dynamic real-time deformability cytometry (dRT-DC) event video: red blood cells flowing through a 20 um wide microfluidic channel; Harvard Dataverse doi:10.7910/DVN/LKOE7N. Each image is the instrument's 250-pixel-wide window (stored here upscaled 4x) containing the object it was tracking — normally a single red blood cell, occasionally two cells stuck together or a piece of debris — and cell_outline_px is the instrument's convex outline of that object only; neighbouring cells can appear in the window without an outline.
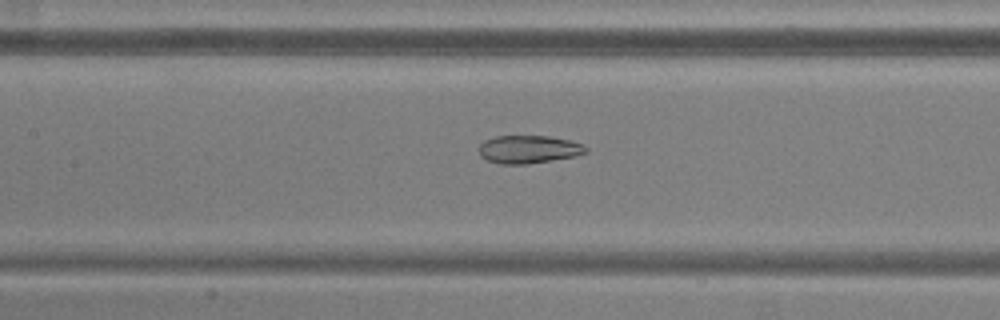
{"species": "common noctule bat (a hibernating species)", "species_latin": "Nyctalus noctula", "temperature_condition": "warm", "stored_images_in_passage": 52, "camera_frame_rate_fps": 3000, "um_per_image_px": 0.085, "animal": {"sex": "male", "body_mass_g": 20.5, "forearm_length_mm": 52.5}, "frame": {"image": 1, "passage_image": 23, "time_ms": 7.333, "image_size_px": [1000, 320], "cell_outline_px": [[588, 152], [572, 156], [552, 160], [528, 164], [500, 164], [488, 160], [480, 156], [480, 144], [484, 140], [496, 136], [548, 136], [568, 140], [580, 144], [588, 148]], "centroid_in_image_um": [44.9, 12.69], "position_along_channel_um": 162.5, "area_um2": 17.22}}
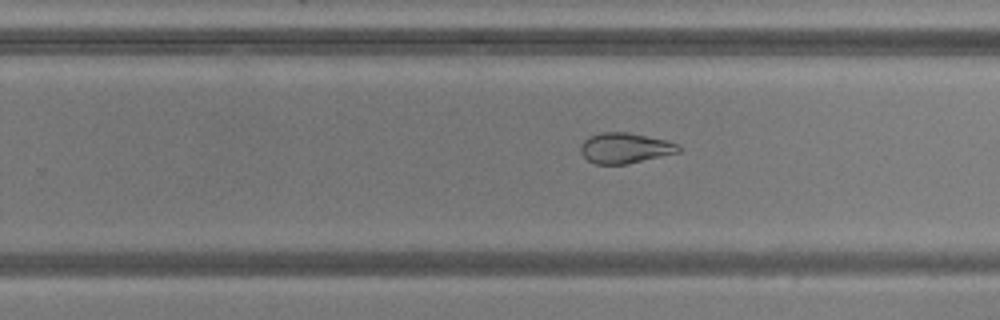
{"frame": {"image": 2, "passage_image": 32, "time_ms": 10.333, "image_size_px": [1000, 320], "cell_outline_px": [[680, 152], [628, 164], [596, 164], [588, 160], [580, 152], [580, 144], [588, 136], [600, 132], [628, 132], [668, 140], [676, 144], [680, 148]], "centroid_in_image_um": [53.1, 12.58], "position_along_channel_um": 276.7, "area_um2": 17.51}}
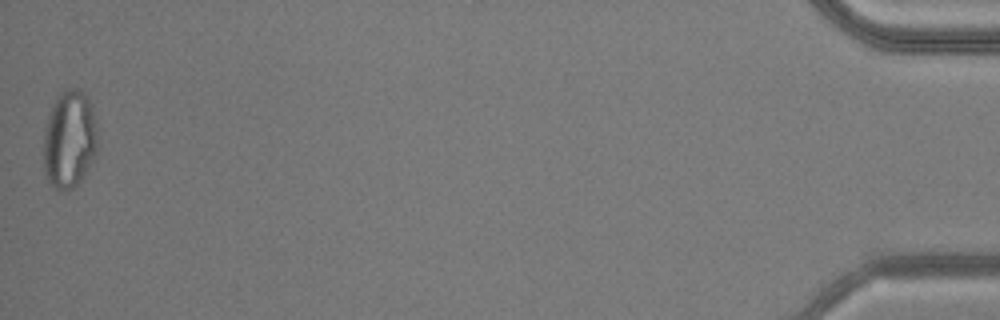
{"frame": {"image": 3, "passage_image": 52, "time_ms": 17.0, "image_size_px": [1000, 320], "cell_outline_px": [[96, 152], [92, 160], [80, 180], [72, 188], [56, 188], [48, 180], [44, 172], [44, 128], [52, 104], [60, 92], [72, 88], [76, 88], [84, 92], [88, 100], [96, 124]], "centroid_in_image_um": [5.87, 11.81], "position_along_channel_um": 429.3, "area_um2": 30.17}, "authors_computed_cell_mechanics": {"area_um2": 24.4783, "velocity_mm_per_s": 3.8209, "shape_relaxation_time_tau1_ms": null, "shape_relaxation_time_tau2_ms": 2.1995, "deformation_change_tau1": null, "deformation_change_tau2": 0.0893}}